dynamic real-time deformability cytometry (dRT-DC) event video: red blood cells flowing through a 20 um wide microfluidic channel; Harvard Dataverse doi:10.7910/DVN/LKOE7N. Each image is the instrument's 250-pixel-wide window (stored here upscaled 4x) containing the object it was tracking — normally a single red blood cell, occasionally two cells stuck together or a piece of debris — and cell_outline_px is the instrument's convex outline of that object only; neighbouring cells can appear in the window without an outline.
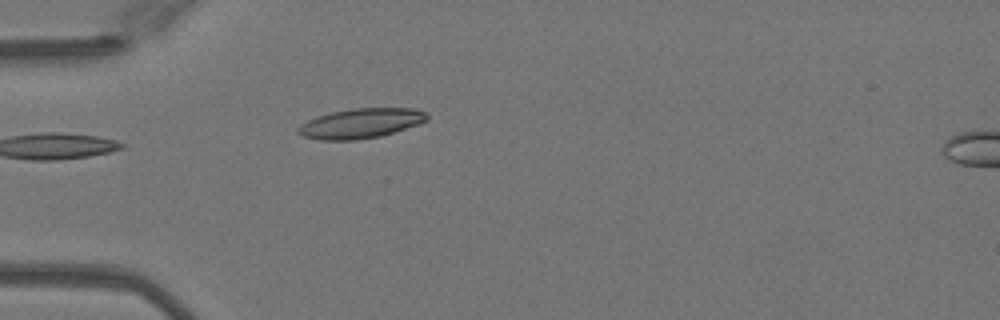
{"species": "Egyptian fruit bat (a non-hibernating species)", "species_latin": "Rousettus aegyptiacus", "temperature_condition": "warm", "stored_images_in_passage": 5, "camera_frame_rate_fps": 3000, "um_per_image_px": 0.085, "animal": {"sex": "female"}, "frame": {"image": 1, "passage_image": 1, "time_ms": 0.0, "image_size_px": [1000, 320], "cell_outline_px": [[428, 120], [420, 124], [380, 136], [356, 140], [320, 140], [304, 136], [296, 132], [296, 128], [300, 124], [316, 116], [332, 112], [352, 108], [412, 108], [428, 112]], "centroid_in_image_um": [30.67, 10.48], "position_along_channel_um": 54.3, "area_um2": 22.54}}
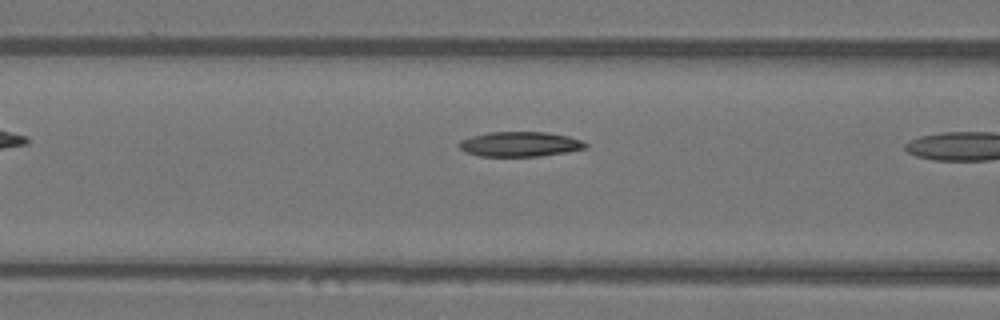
{"frame": {"image": 2, "passage_image": 4, "time_ms": 1.0, "image_size_px": [1000, 320], "cell_outline_px": [[588, 148], [540, 156], [480, 156], [468, 152], [460, 148], [460, 140], [472, 136], [488, 132], [548, 132], [568, 136], [580, 140], [588, 144]], "centroid_in_image_um": [44.22, 12.24], "position_along_channel_um": 122.4, "area_um2": 18.15}}